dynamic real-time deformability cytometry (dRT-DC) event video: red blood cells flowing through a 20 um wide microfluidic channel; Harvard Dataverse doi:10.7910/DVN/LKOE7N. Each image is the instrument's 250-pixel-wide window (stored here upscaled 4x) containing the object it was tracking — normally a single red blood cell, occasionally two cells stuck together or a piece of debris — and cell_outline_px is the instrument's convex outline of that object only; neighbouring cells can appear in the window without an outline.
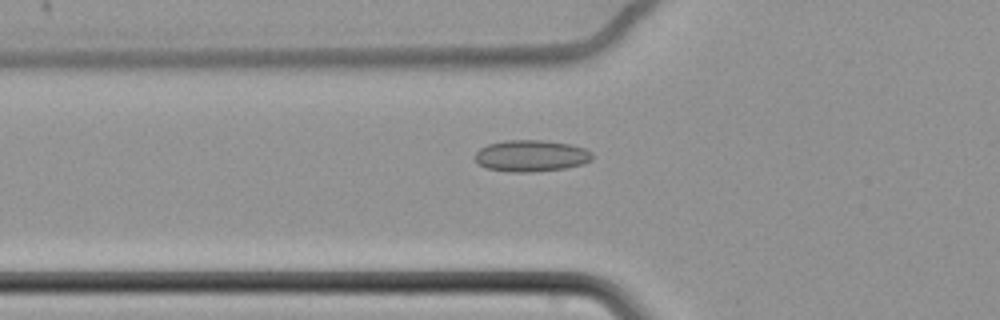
{"species": "common noctule bat (a hibernating species)", "species_latin": "Nyctalus noctula", "temperature_condition": "cold", "stored_images_in_passage": 62, "camera_frame_rate_fps": 3000, "um_per_image_px": 0.085, "animal": {"sex": "female", "body_mass_g": 22.7, "forearm_length_mm": 54.2}, "frame": {"image": 1, "passage_image": 24, "time_ms": 7.667, "image_size_px": [1000, 320], "cell_outline_px": [[592, 160], [584, 164], [568, 168], [532, 172], [508, 172], [484, 168], [476, 164], [476, 152], [480, 148], [488, 144], [504, 140], [540, 140], [572, 144], [584, 148], [592, 152]], "centroid_in_image_um": [45.14, 13.25], "position_along_channel_um": 80.7, "area_um2": 21.91}}
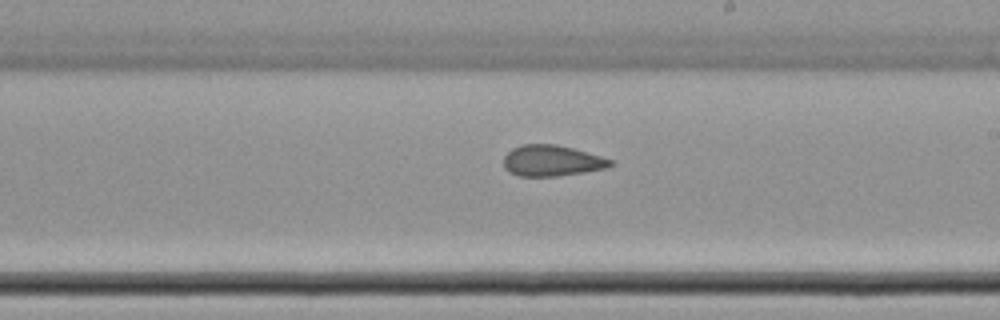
{"frame": {"image": 2, "passage_image": 38, "time_ms": 12.333, "image_size_px": [1000, 320], "cell_outline_px": [[616, 164], [608, 168], [584, 172], [556, 176], [520, 176], [508, 172], [504, 168], [504, 156], [512, 148], [524, 144], [556, 144], [572, 148], [600, 156], [612, 160]], "centroid_in_image_um": [46.91, 13.66], "position_along_channel_um": 242.1, "area_um2": 19.31}}
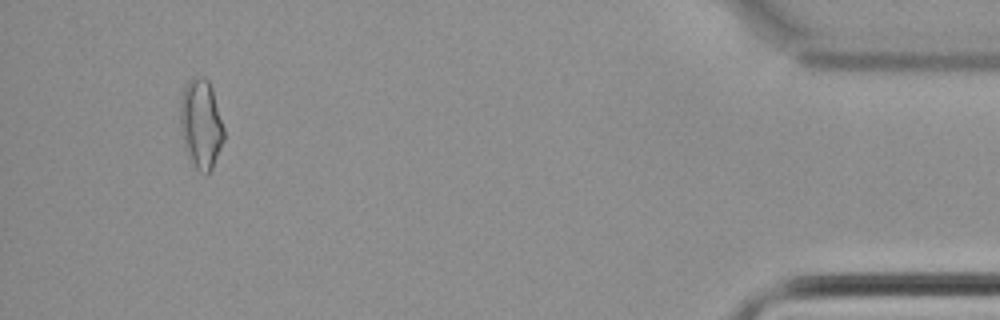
{"frame": {"image": 3, "passage_image": 59, "time_ms": 19.333, "image_size_px": [1000, 320], "cell_outline_px": [[224, 140], [212, 168], [208, 176], [204, 176], [196, 168], [188, 156], [184, 144], [180, 128], [180, 96], [188, 80], [192, 76], [204, 76], [208, 80], [212, 88], [224, 128]], "centroid_in_image_um": [17.08, 10.53], "position_along_channel_um": 418.1, "area_um2": 23.0}, "authors_computed_cell_mechanics": {"area_um2": 20.6057, "velocity_mm_per_s": 3.4582, "shape_relaxation_time_tau1_ms": null, "shape_relaxation_time_tau2_ms": 3.105, "deformation_change_tau1": null, "deformation_change_tau2": 0.0921}}